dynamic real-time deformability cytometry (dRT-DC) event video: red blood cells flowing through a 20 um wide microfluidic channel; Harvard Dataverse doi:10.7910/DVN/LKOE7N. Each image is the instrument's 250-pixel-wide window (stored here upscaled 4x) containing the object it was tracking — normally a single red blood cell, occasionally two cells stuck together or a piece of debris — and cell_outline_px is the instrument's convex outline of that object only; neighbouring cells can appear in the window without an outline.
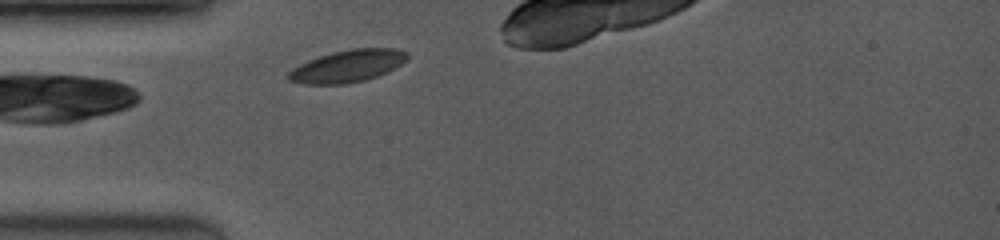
{"species": "common noctule bat (a hibernating species)", "species_latin": "Nyctalus noctula", "temperature_condition": "room temperature", "stored_images_in_passage": 5, "camera_frame_rate_fps": 3500, "um_per_image_px": 0.085, "animal": {"sex": "female", "body_mass_g": 19.0, "forearm_length_mm": 53.3}, "frame": {"image": 1, "passage_image": 2, "time_ms": 0.857, "image_size_px": [1000, 240], "cell_outline_px": [[408, 60], [376, 76], [364, 80], [344, 84], [304, 84], [288, 80], [284, 76], [292, 68], [308, 60], [332, 52], [352, 48], [396, 48], [408, 52]], "centroid_in_image_um": [29.5, 5.61], "position_along_channel_um": 55.5, "area_um2": 22.25}}
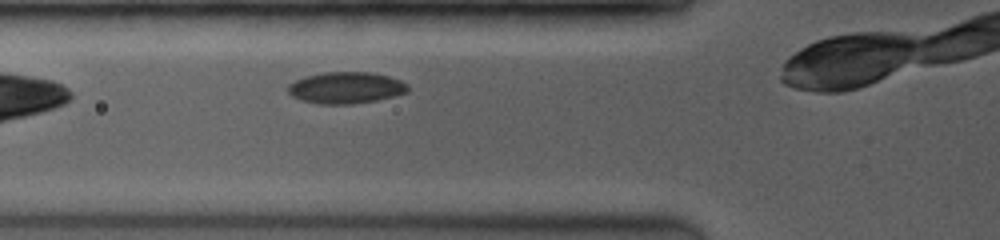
{"frame": {"image": 2, "passage_image": 5, "time_ms": 2.0, "image_size_px": [1000, 240], "cell_outline_px": [[408, 92], [376, 100], [352, 104], [320, 104], [300, 100], [292, 96], [288, 92], [288, 84], [304, 76], [324, 72], [372, 72], [388, 76], [400, 80], [408, 84]], "centroid_in_image_um": [29.38, 7.45], "position_along_channel_um": 96.4, "area_um2": 22.08}}